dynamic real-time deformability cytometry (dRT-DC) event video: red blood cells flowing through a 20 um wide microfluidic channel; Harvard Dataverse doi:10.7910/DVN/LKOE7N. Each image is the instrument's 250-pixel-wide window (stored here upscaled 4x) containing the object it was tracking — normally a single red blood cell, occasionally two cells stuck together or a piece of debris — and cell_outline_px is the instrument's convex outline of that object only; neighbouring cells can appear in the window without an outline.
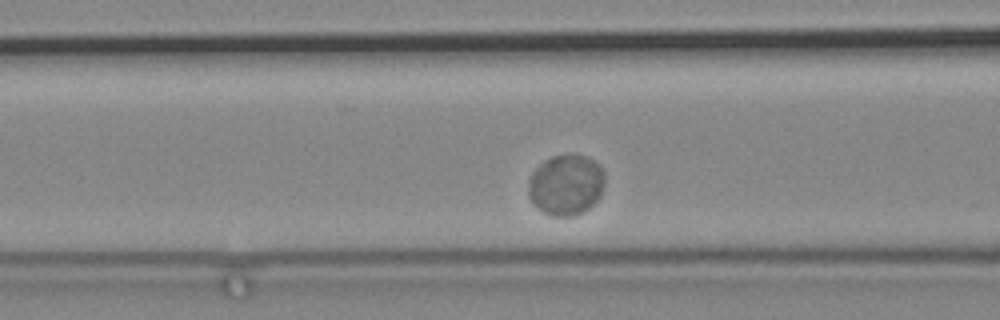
{"species": "common noctule bat (a hibernating species)", "species_latin": "Nyctalus noctula", "temperature_condition": "cold", "stored_images_in_passage": 49, "camera_frame_rate_fps": 3000, "um_per_image_px": 0.085, "animal": {"sex": "male", "body_mass_g": 19.2, "forearm_length_mm": 51.8}, "frame": {"image": 1, "passage_image": 7, "time_ms": 2.0, "image_size_px": [1000, 320], "cell_outline_px": [[604, 184], [600, 196], [584, 212], [572, 216], [552, 216], [544, 212], [528, 196], [528, 180], [532, 172], [544, 160], [552, 156], [572, 152], [584, 156], [592, 160], [604, 172]], "centroid_in_image_um": [48.1, 15.69], "position_along_channel_um": 118.5, "area_um2": 27.05}}
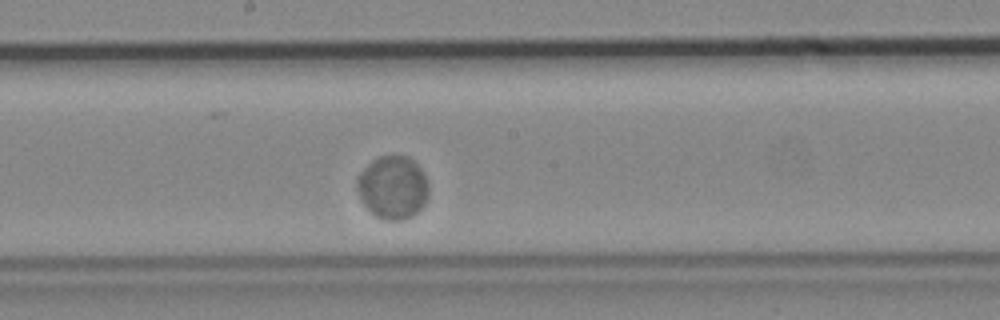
{"frame": {"image": 2, "passage_image": 17, "time_ms": 5.333, "image_size_px": [1000, 320], "cell_outline_px": [[428, 196], [424, 204], [412, 216], [400, 220], [388, 220], [376, 216], [364, 204], [356, 188], [356, 180], [360, 172], [372, 160], [380, 156], [408, 156], [420, 168], [428, 184]], "centroid_in_image_um": [33.37, 15.92], "position_along_channel_um": 214.8, "area_um2": 26.01}}
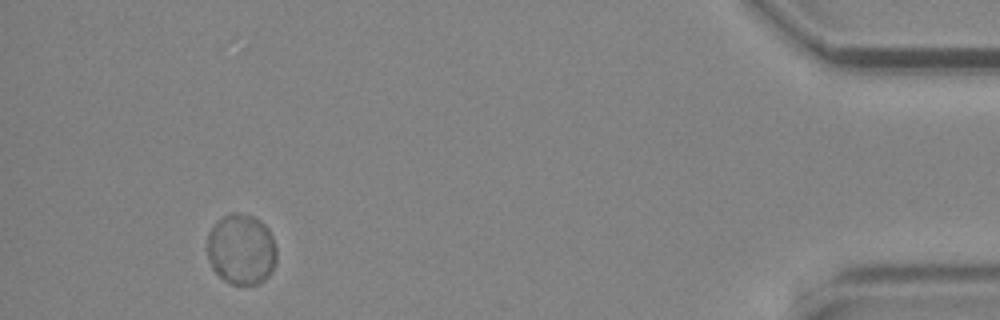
{"frame": {"image": 3, "passage_image": 44, "time_ms": 14.333, "image_size_px": [1000, 320], "cell_outline_px": [[276, 260], [268, 276], [264, 280], [256, 284], [232, 284], [224, 280], [212, 268], [208, 256], [208, 232], [224, 216], [232, 212], [240, 212], [252, 216], [260, 220], [268, 228], [272, 236], [276, 248]], "centroid_in_image_um": [20.52, 21.18], "position_along_channel_um": 414.7, "area_um2": 28.38}}